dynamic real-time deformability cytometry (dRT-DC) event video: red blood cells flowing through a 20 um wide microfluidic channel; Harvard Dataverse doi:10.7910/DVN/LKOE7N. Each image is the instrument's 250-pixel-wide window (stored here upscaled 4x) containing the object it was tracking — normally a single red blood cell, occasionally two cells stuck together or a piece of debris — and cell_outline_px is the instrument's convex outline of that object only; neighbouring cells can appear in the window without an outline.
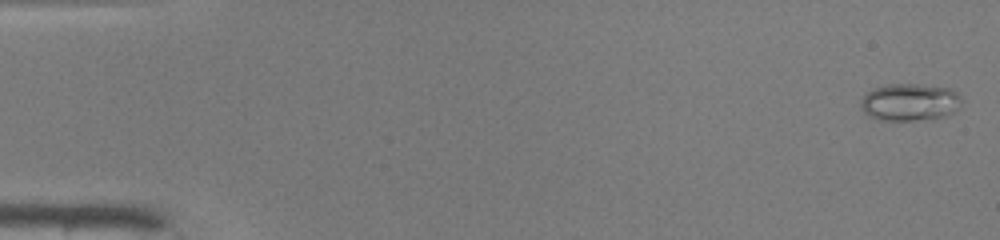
{"species": "common noctule bat (a hibernating species)", "species_latin": "Nyctalus noctula", "temperature_condition": "warm", "stored_images_in_passage": 49, "camera_frame_rate_fps": 3000, "um_per_image_px": 0.085, "animal": {"sex": "male", "body_mass_g": 19.0, "forearm_length_mm": 50.8}, "frame": {"image": 1, "passage_image": 1, "time_ms": 0.0, "image_size_px": [1000, 240], "cell_outline_px": [[960, 108], [944, 116], [932, 120], [880, 120], [868, 116], [860, 108], [860, 100], [868, 92], [876, 88], [888, 84], [916, 84], [952, 88], [960, 96]], "centroid_in_image_um": [77.34, 8.69], "position_along_channel_um": 7.7, "area_um2": 22.08}}
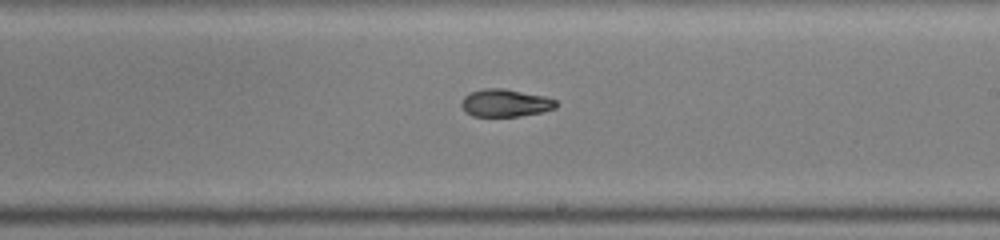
{"frame": {"image": 2, "passage_image": 29, "time_ms": 9.333, "image_size_px": [1000, 240], "cell_outline_px": [[556, 108], [540, 112], [520, 116], [472, 116], [464, 112], [460, 104], [464, 96], [472, 92], [484, 88], [504, 88], [544, 96], [556, 100]], "centroid_in_image_um": [42.91, 8.75], "position_along_channel_um": 246.1, "area_um2": 15.2}}
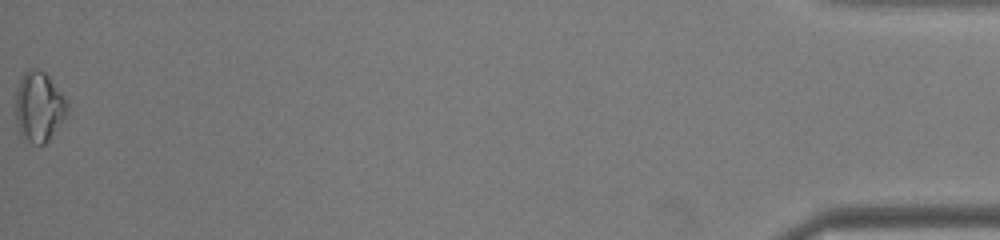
{"frame": {"image": 3, "passage_image": 49, "time_ms": 16.0, "image_size_px": [1000, 240], "cell_outline_px": [[68, 112], [48, 140], [44, 144], [32, 144], [20, 136], [16, 120], [16, 88], [24, 72], [28, 68], [36, 68], [44, 72], [48, 76], [68, 104]], "centroid_in_image_um": [3.27, 9.08], "position_along_channel_um": 431.9, "area_um2": 20.87}, "authors_computed_cell_mechanics": {"area_um2": 16.7042, "velocity_mm_per_s": 4.1981, "shape_relaxation_time_tau1_ms": null, "shape_relaxation_time_tau2_ms": 2.7149, "deformation_change_tau1": null, "deformation_change_tau2": 0.0539}}